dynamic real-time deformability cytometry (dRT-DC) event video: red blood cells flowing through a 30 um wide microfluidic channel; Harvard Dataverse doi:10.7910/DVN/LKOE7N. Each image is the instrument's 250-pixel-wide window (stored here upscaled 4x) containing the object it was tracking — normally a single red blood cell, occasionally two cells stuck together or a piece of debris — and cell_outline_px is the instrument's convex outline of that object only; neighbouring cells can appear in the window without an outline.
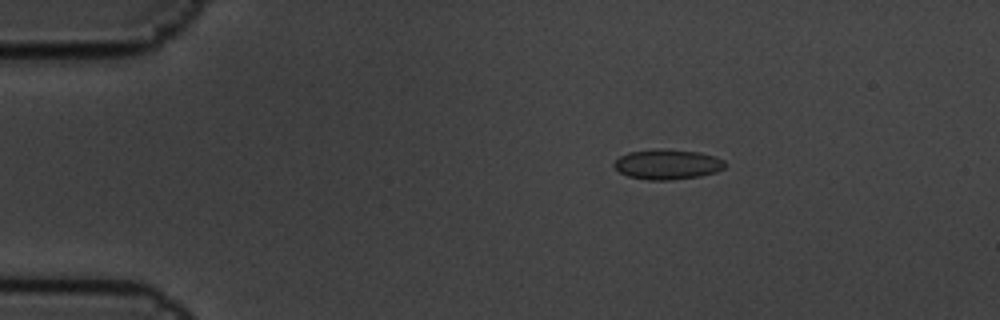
{"species": "common noctule bat (a hibernating species)", "species_latin": "Nyctalus noctula", "temperature_condition": "cold", "stored_images_in_passage": 5, "camera_frame_rate_fps": 3000, "um_per_image_px": 0.085, "animal": {"sex": "male", "body_mass_g": 19.5, "forearm_length_mm": 54.6}, "frame": {"image": 1, "passage_image": 3, "time_ms": 0.667, "image_size_px": [1000, 320], "cell_outline_px": [[724, 168], [716, 172], [700, 176], [672, 180], [648, 180], [628, 176], [620, 172], [612, 164], [620, 156], [628, 152], [652, 148], [700, 152], [716, 156], [724, 160]], "centroid_in_image_um": [56.72, 13.96], "position_along_channel_um": 28.3, "area_um2": 19.54}}